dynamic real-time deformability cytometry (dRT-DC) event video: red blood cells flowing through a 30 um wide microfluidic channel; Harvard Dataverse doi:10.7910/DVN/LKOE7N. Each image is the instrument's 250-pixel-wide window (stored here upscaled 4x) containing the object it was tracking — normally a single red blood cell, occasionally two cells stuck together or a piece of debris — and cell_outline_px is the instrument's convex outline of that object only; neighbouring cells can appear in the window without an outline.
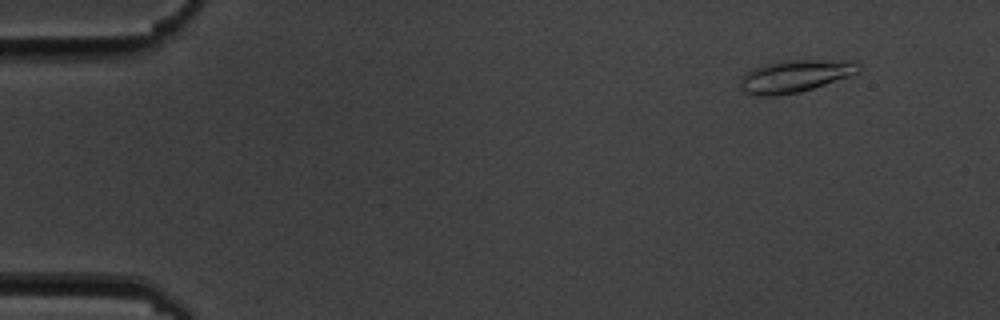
{"species": "common noctule bat (a hibernating species)", "species_latin": "Nyctalus noctula", "temperature_condition": "cold", "stored_images_in_passage": 9, "camera_frame_rate_fps": 3000, "um_per_image_px": 0.085, "animal": {"sex": "male", "body_mass_g": 19.5, "forearm_length_mm": 54.6}, "frame": {"image": 1, "passage_image": 2, "time_ms": 1.333, "image_size_px": [1000, 320], "cell_outline_px": [[860, 72], [800, 92], [776, 96], [756, 96], [744, 92], [740, 88], [740, 80], [748, 72], [756, 68], [780, 60], [856, 60], [860, 64]], "centroid_in_image_um": [67.61, 6.47], "position_along_channel_um": 17.4, "area_um2": 22.2}}
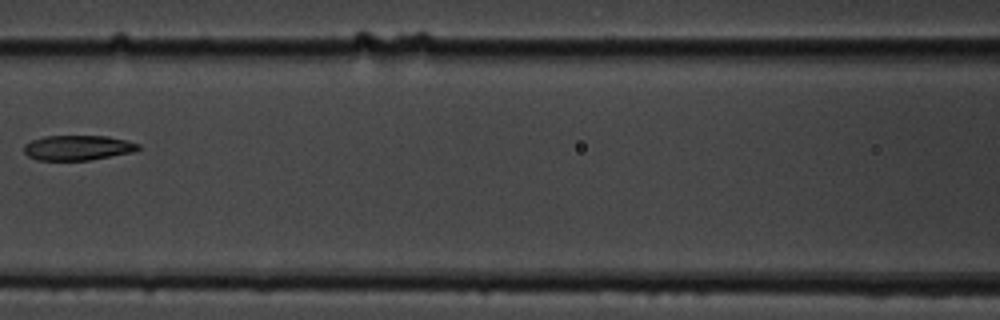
{"frame": {"image": 2, "passage_image": 8, "time_ms": 8.333, "image_size_px": [1000, 320], "cell_outline_px": [[140, 148], [132, 152], [92, 160], [36, 160], [28, 156], [24, 152], [24, 144], [32, 140], [44, 136], [108, 136], [128, 140], [140, 144]], "centroid_in_image_um": [6.62, 12.55], "position_along_channel_um": 160.0, "area_um2": 16.76}}
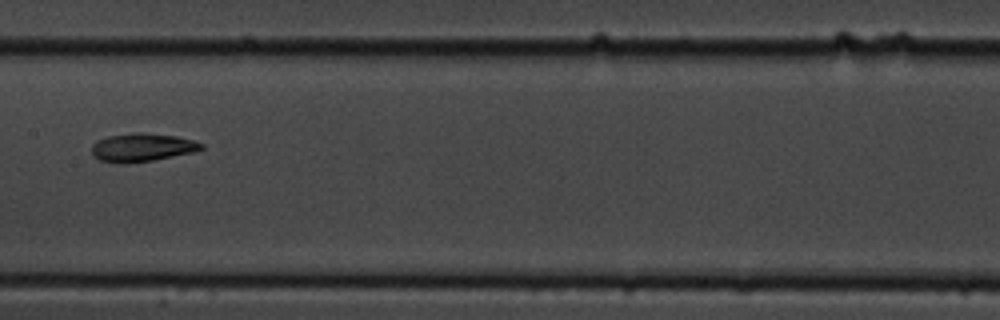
{"frame": {"image": 3, "passage_image": 9, "time_ms": 9.333, "image_size_px": [1000, 320], "cell_outline_px": [[204, 148], [192, 152], [152, 160], [124, 164], [100, 160], [92, 156], [92, 144], [96, 140], [108, 136], [132, 132], [144, 132], [176, 136], [192, 140], [204, 144]], "centroid_in_image_um": [12.03, 12.52], "position_along_channel_um": 195.4, "area_um2": 18.09}}